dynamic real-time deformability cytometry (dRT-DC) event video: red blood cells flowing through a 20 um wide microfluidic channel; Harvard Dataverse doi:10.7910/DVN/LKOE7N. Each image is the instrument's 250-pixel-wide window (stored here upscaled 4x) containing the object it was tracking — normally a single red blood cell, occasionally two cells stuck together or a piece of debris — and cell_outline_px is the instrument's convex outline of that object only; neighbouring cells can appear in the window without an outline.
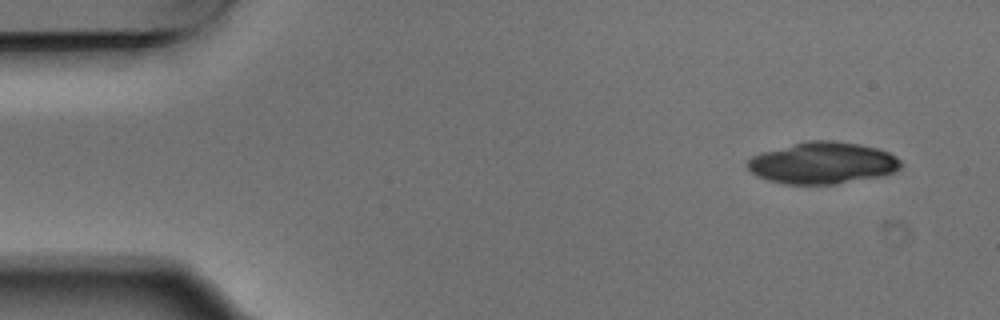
{"species": "Egyptian fruit bat (a non-hibernating species)", "species_latin": "Rousettus aegyptiacus", "temperature_condition": "warm", "stored_images_in_passage": 4, "camera_frame_rate_fps": 3000, "um_per_image_px": 0.085, "animal": {"sex": "male"}, "frame": {"image": 1, "passage_image": 1, "time_ms": 0.0, "image_size_px": [1000, 320], "cell_outline_px": [[904, 164], [900, 168], [892, 172], [880, 176], [832, 184], [784, 184], [768, 180], [756, 176], [748, 168], [748, 160], [752, 156], [760, 152], [808, 140], [832, 140], [860, 144], [876, 148], [888, 152], [896, 156]], "centroid_in_image_um": [69.91, 13.84], "position_along_channel_um": 15.1, "area_um2": 37.22}}